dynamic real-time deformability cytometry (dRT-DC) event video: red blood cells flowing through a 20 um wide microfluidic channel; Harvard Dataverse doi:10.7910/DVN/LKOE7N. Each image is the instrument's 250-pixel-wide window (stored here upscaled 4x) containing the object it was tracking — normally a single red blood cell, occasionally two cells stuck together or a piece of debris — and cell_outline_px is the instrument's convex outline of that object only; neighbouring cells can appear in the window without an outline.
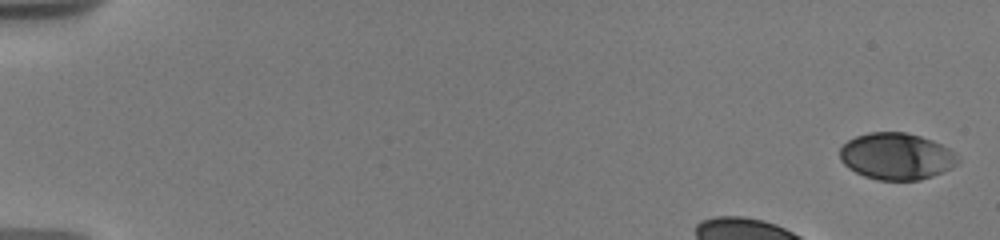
{"species": "human", "species_latin": "Homo sapiens", "temperature_condition": "warm", "stored_images_in_passage": 13, "camera_frame_rate_fps": 3000, "um_per_image_px": 0.085, "donor": {"sex": "male"}, "frame": {"image": 1, "passage_image": 1, "time_ms": 0.0, "image_size_px": [1000, 240], "cell_outline_px": [[960, 160], [952, 168], [932, 176], [920, 180], [880, 180], [864, 176], [848, 168], [840, 160], [840, 148], [848, 140], [856, 136], [868, 132], [904, 132], [920, 136], [932, 140], [956, 152]], "centroid_in_image_um": [76.2, 13.28], "position_along_channel_um": 8.8, "area_um2": 32.19}}
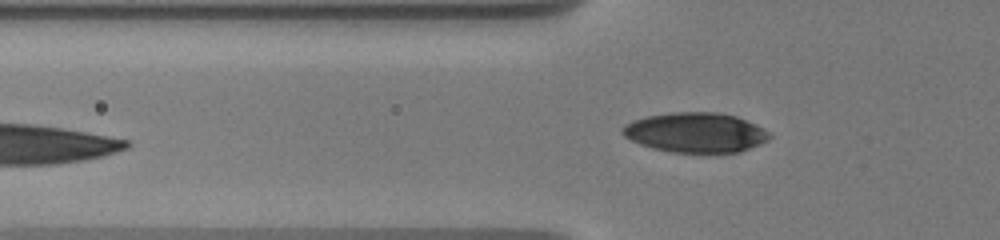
{"frame": {"image": 2, "passage_image": 13, "time_ms": 6.333, "image_size_px": [1000, 240], "cell_outline_px": [[772, 136], [768, 140], [760, 144], [740, 152], [672, 152], [652, 148], [640, 144], [624, 136], [620, 132], [620, 128], [624, 124], [632, 120], [648, 116], [672, 112], [720, 112], [736, 116], [764, 128]], "centroid_in_image_um": [59.11, 11.25], "position_along_channel_um": 66.7, "area_um2": 34.22}}